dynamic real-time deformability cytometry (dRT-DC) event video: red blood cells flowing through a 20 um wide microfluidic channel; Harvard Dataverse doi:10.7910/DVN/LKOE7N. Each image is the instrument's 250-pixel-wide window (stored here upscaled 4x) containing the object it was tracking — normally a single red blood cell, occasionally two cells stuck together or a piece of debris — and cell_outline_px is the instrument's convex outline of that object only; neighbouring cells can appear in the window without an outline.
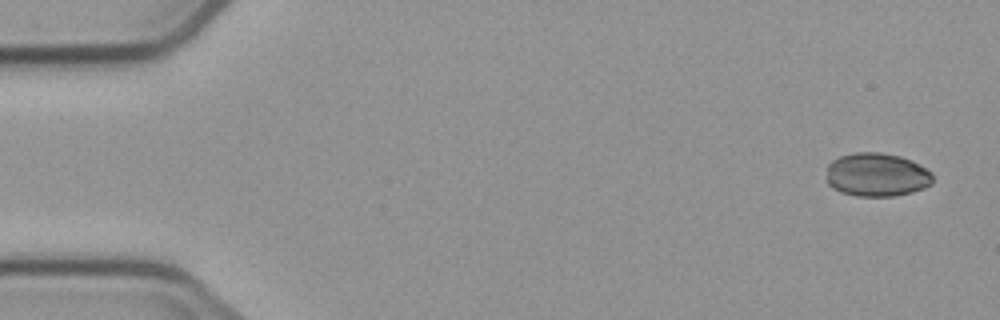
{"species": "common noctule bat (a hibernating species)", "species_latin": "Nyctalus noctula", "temperature_condition": "cold", "stored_images_in_passage": 5, "camera_frame_rate_fps": 3000, "um_per_image_px": 0.085, "animal": {"sex": "male", "body_mass_g": 23.1, "forearm_length_mm": 52.7}, "frame": {"image": 1, "passage_image": 1, "time_ms": 0.0, "image_size_px": [1000, 320], "cell_outline_px": [[932, 184], [924, 188], [912, 192], [892, 196], [856, 196], [840, 192], [832, 188], [828, 184], [828, 164], [832, 160], [840, 156], [856, 152], [880, 152], [900, 156], [912, 160], [920, 164], [932, 172]], "centroid_in_image_um": [74.54, 14.85], "position_along_channel_um": 10.5, "area_um2": 27.17}}
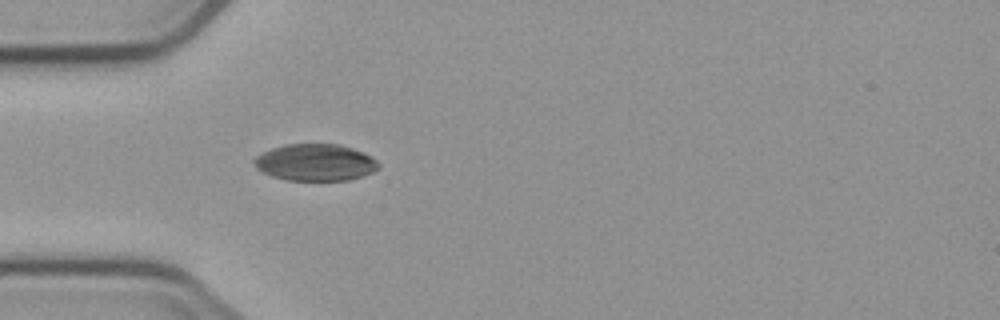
{"frame": {"image": 2, "passage_image": 5, "time_ms": 4.667, "image_size_px": [1000, 320], "cell_outline_px": [[380, 168], [372, 172], [348, 180], [288, 180], [272, 176], [256, 168], [252, 160], [256, 156], [272, 148], [284, 144], [340, 144], [364, 152], [372, 156], [380, 164]], "centroid_in_image_um": [26.82, 13.8], "position_along_channel_um": 58.2, "area_um2": 26.7}}